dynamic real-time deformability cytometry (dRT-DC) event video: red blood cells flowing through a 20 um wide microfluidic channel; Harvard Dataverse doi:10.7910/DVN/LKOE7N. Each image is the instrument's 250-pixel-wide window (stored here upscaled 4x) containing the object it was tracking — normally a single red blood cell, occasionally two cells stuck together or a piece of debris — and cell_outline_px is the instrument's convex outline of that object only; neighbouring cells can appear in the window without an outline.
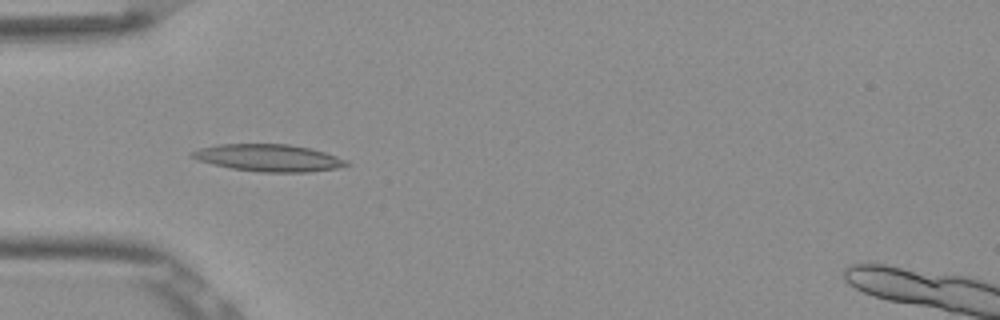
{"species": "Egyptian fruit bat (a non-hibernating species)", "species_latin": "Rousettus aegyptiacus", "temperature_condition": "room temperature", "stored_images_in_passage": 20, "camera_frame_rate_fps": 3000, "um_per_image_px": 0.085, "frame": {"image": 1, "passage_image": 3, "time_ms": 0.667, "image_size_px": [1000, 320], "cell_outline_px": [[352, 164], [336, 168], [308, 172], [260, 172], [232, 168], [212, 164], [196, 160], [188, 156], [192, 152], [200, 148], [220, 144], [288, 144], [308, 148], [324, 152], [348, 160]], "centroid_in_image_um": [22.82, 13.42], "position_along_channel_um": 62.2, "area_um2": 24.33}}
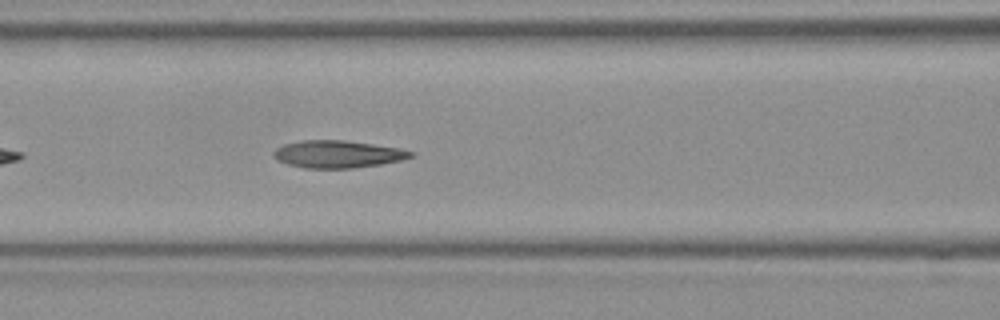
{"frame": {"image": 2, "passage_image": 9, "time_ms": 2.667, "image_size_px": [1000, 320], "cell_outline_px": [[416, 156], [400, 160], [380, 164], [352, 168], [304, 168], [288, 164], [276, 160], [272, 156], [272, 152], [276, 148], [284, 144], [300, 140], [344, 140], [400, 148], [416, 152]], "centroid_in_image_um": [28.69, 13.1], "position_along_channel_um": 137.9, "area_um2": 22.02}}
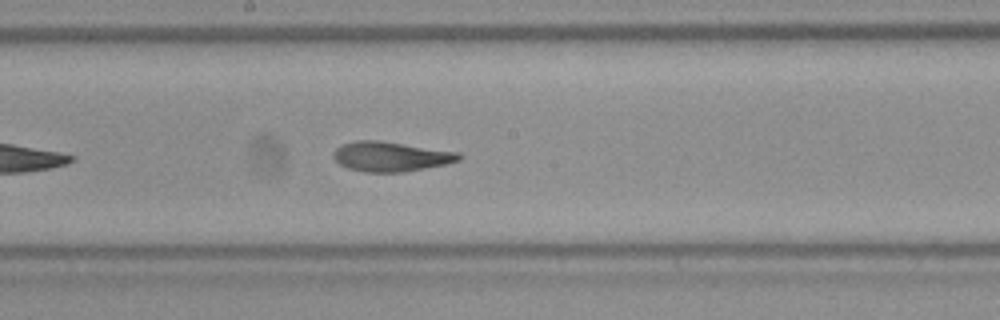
{"frame": {"image": 3, "passage_image": 15, "time_ms": 4.667, "image_size_px": [1000, 320], "cell_outline_px": [[464, 156], [460, 160], [444, 164], [404, 172], [364, 172], [348, 168], [340, 164], [332, 156], [332, 152], [340, 144], [356, 140], [380, 140], [460, 152]], "centroid_in_image_um": [33.2, 13.29], "position_along_channel_um": 215.0, "area_um2": 21.96}}